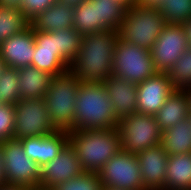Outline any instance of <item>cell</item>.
Returning a JSON list of instances; mask_svg holds the SVG:
<instances>
[{
  "label": "cell",
  "instance_id": "1",
  "mask_svg": "<svg viewBox=\"0 0 191 190\" xmlns=\"http://www.w3.org/2000/svg\"><path fill=\"white\" fill-rule=\"evenodd\" d=\"M118 38V30L82 35L81 47L69 70L80 82H105L112 75Z\"/></svg>",
  "mask_w": 191,
  "mask_h": 190
},
{
  "label": "cell",
  "instance_id": "2",
  "mask_svg": "<svg viewBox=\"0 0 191 190\" xmlns=\"http://www.w3.org/2000/svg\"><path fill=\"white\" fill-rule=\"evenodd\" d=\"M69 143L75 150L85 172L97 173L121 148L117 128L73 130Z\"/></svg>",
  "mask_w": 191,
  "mask_h": 190
},
{
  "label": "cell",
  "instance_id": "3",
  "mask_svg": "<svg viewBox=\"0 0 191 190\" xmlns=\"http://www.w3.org/2000/svg\"><path fill=\"white\" fill-rule=\"evenodd\" d=\"M75 107L74 130L117 128L118 119L103 83L80 82Z\"/></svg>",
  "mask_w": 191,
  "mask_h": 190
},
{
  "label": "cell",
  "instance_id": "4",
  "mask_svg": "<svg viewBox=\"0 0 191 190\" xmlns=\"http://www.w3.org/2000/svg\"><path fill=\"white\" fill-rule=\"evenodd\" d=\"M79 86L80 80L70 70L52 76L44 101L52 126L57 131L74 130L75 103Z\"/></svg>",
  "mask_w": 191,
  "mask_h": 190
},
{
  "label": "cell",
  "instance_id": "5",
  "mask_svg": "<svg viewBox=\"0 0 191 190\" xmlns=\"http://www.w3.org/2000/svg\"><path fill=\"white\" fill-rule=\"evenodd\" d=\"M166 24L158 7L132 5L127 7L119 37L150 51Z\"/></svg>",
  "mask_w": 191,
  "mask_h": 190
},
{
  "label": "cell",
  "instance_id": "6",
  "mask_svg": "<svg viewBox=\"0 0 191 190\" xmlns=\"http://www.w3.org/2000/svg\"><path fill=\"white\" fill-rule=\"evenodd\" d=\"M123 151L137 154L161 143L162 131L152 115L135 112L118 120Z\"/></svg>",
  "mask_w": 191,
  "mask_h": 190
},
{
  "label": "cell",
  "instance_id": "7",
  "mask_svg": "<svg viewBox=\"0 0 191 190\" xmlns=\"http://www.w3.org/2000/svg\"><path fill=\"white\" fill-rule=\"evenodd\" d=\"M156 73L151 51L118 38L112 75L138 85Z\"/></svg>",
  "mask_w": 191,
  "mask_h": 190
},
{
  "label": "cell",
  "instance_id": "8",
  "mask_svg": "<svg viewBox=\"0 0 191 190\" xmlns=\"http://www.w3.org/2000/svg\"><path fill=\"white\" fill-rule=\"evenodd\" d=\"M6 185L39 188L41 167L28 158L19 140L1 142Z\"/></svg>",
  "mask_w": 191,
  "mask_h": 190
},
{
  "label": "cell",
  "instance_id": "9",
  "mask_svg": "<svg viewBox=\"0 0 191 190\" xmlns=\"http://www.w3.org/2000/svg\"><path fill=\"white\" fill-rule=\"evenodd\" d=\"M102 187L116 190H147L136 154L121 150L97 172Z\"/></svg>",
  "mask_w": 191,
  "mask_h": 190
},
{
  "label": "cell",
  "instance_id": "10",
  "mask_svg": "<svg viewBox=\"0 0 191 190\" xmlns=\"http://www.w3.org/2000/svg\"><path fill=\"white\" fill-rule=\"evenodd\" d=\"M14 139L45 136L57 131L44 99H21L15 105Z\"/></svg>",
  "mask_w": 191,
  "mask_h": 190
},
{
  "label": "cell",
  "instance_id": "11",
  "mask_svg": "<svg viewBox=\"0 0 191 190\" xmlns=\"http://www.w3.org/2000/svg\"><path fill=\"white\" fill-rule=\"evenodd\" d=\"M188 48L181 24L167 23L150 50L157 72L168 73Z\"/></svg>",
  "mask_w": 191,
  "mask_h": 190
},
{
  "label": "cell",
  "instance_id": "12",
  "mask_svg": "<svg viewBox=\"0 0 191 190\" xmlns=\"http://www.w3.org/2000/svg\"><path fill=\"white\" fill-rule=\"evenodd\" d=\"M84 172L75 150L68 142L58 156L41 167L39 188L51 190L56 185L78 177Z\"/></svg>",
  "mask_w": 191,
  "mask_h": 190
},
{
  "label": "cell",
  "instance_id": "13",
  "mask_svg": "<svg viewBox=\"0 0 191 190\" xmlns=\"http://www.w3.org/2000/svg\"><path fill=\"white\" fill-rule=\"evenodd\" d=\"M175 90L167 73L157 72L137 85V112L154 116Z\"/></svg>",
  "mask_w": 191,
  "mask_h": 190
},
{
  "label": "cell",
  "instance_id": "14",
  "mask_svg": "<svg viewBox=\"0 0 191 190\" xmlns=\"http://www.w3.org/2000/svg\"><path fill=\"white\" fill-rule=\"evenodd\" d=\"M143 185L147 190H164L169 155L161 144L136 154Z\"/></svg>",
  "mask_w": 191,
  "mask_h": 190
},
{
  "label": "cell",
  "instance_id": "15",
  "mask_svg": "<svg viewBox=\"0 0 191 190\" xmlns=\"http://www.w3.org/2000/svg\"><path fill=\"white\" fill-rule=\"evenodd\" d=\"M35 52V36L31 26L0 42V57L8 67L31 66Z\"/></svg>",
  "mask_w": 191,
  "mask_h": 190
},
{
  "label": "cell",
  "instance_id": "16",
  "mask_svg": "<svg viewBox=\"0 0 191 190\" xmlns=\"http://www.w3.org/2000/svg\"><path fill=\"white\" fill-rule=\"evenodd\" d=\"M28 158L40 167L53 160L69 142L66 131H55L49 135L26 137L19 140Z\"/></svg>",
  "mask_w": 191,
  "mask_h": 190
},
{
  "label": "cell",
  "instance_id": "17",
  "mask_svg": "<svg viewBox=\"0 0 191 190\" xmlns=\"http://www.w3.org/2000/svg\"><path fill=\"white\" fill-rule=\"evenodd\" d=\"M35 52L31 66L52 76L69 70V65L56 53L55 38L50 32L34 31Z\"/></svg>",
  "mask_w": 191,
  "mask_h": 190
},
{
  "label": "cell",
  "instance_id": "18",
  "mask_svg": "<svg viewBox=\"0 0 191 190\" xmlns=\"http://www.w3.org/2000/svg\"><path fill=\"white\" fill-rule=\"evenodd\" d=\"M103 84L118 120L137 112V84L114 75L109 76Z\"/></svg>",
  "mask_w": 191,
  "mask_h": 190
},
{
  "label": "cell",
  "instance_id": "19",
  "mask_svg": "<svg viewBox=\"0 0 191 190\" xmlns=\"http://www.w3.org/2000/svg\"><path fill=\"white\" fill-rule=\"evenodd\" d=\"M74 8L55 2L30 20L34 31L51 32L73 27Z\"/></svg>",
  "mask_w": 191,
  "mask_h": 190
},
{
  "label": "cell",
  "instance_id": "20",
  "mask_svg": "<svg viewBox=\"0 0 191 190\" xmlns=\"http://www.w3.org/2000/svg\"><path fill=\"white\" fill-rule=\"evenodd\" d=\"M189 100L184 89H176L154 115L161 131L189 118Z\"/></svg>",
  "mask_w": 191,
  "mask_h": 190
},
{
  "label": "cell",
  "instance_id": "21",
  "mask_svg": "<svg viewBox=\"0 0 191 190\" xmlns=\"http://www.w3.org/2000/svg\"><path fill=\"white\" fill-rule=\"evenodd\" d=\"M17 72L20 86V100L44 99L49 89L52 75L33 66L19 68Z\"/></svg>",
  "mask_w": 191,
  "mask_h": 190
},
{
  "label": "cell",
  "instance_id": "22",
  "mask_svg": "<svg viewBox=\"0 0 191 190\" xmlns=\"http://www.w3.org/2000/svg\"><path fill=\"white\" fill-rule=\"evenodd\" d=\"M164 190H191V153L169 156Z\"/></svg>",
  "mask_w": 191,
  "mask_h": 190
},
{
  "label": "cell",
  "instance_id": "23",
  "mask_svg": "<svg viewBox=\"0 0 191 190\" xmlns=\"http://www.w3.org/2000/svg\"><path fill=\"white\" fill-rule=\"evenodd\" d=\"M160 144L169 156L191 153V120L188 118L163 131Z\"/></svg>",
  "mask_w": 191,
  "mask_h": 190
},
{
  "label": "cell",
  "instance_id": "24",
  "mask_svg": "<svg viewBox=\"0 0 191 190\" xmlns=\"http://www.w3.org/2000/svg\"><path fill=\"white\" fill-rule=\"evenodd\" d=\"M94 5L97 13V32L119 31L128 6L119 0H94Z\"/></svg>",
  "mask_w": 191,
  "mask_h": 190
},
{
  "label": "cell",
  "instance_id": "25",
  "mask_svg": "<svg viewBox=\"0 0 191 190\" xmlns=\"http://www.w3.org/2000/svg\"><path fill=\"white\" fill-rule=\"evenodd\" d=\"M30 26V20L19 8L0 6V42Z\"/></svg>",
  "mask_w": 191,
  "mask_h": 190
},
{
  "label": "cell",
  "instance_id": "26",
  "mask_svg": "<svg viewBox=\"0 0 191 190\" xmlns=\"http://www.w3.org/2000/svg\"><path fill=\"white\" fill-rule=\"evenodd\" d=\"M50 33L55 38L56 53L70 66L81 47L82 35L73 27Z\"/></svg>",
  "mask_w": 191,
  "mask_h": 190
},
{
  "label": "cell",
  "instance_id": "27",
  "mask_svg": "<svg viewBox=\"0 0 191 190\" xmlns=\"http://www.w3.org/2000/svg\"><path fill=\"white\" fill-rule=\"evenodd\" d=\"M73 28L81 35L97 32V13L94 0H86L74 8Z\"/></svg>",
  "mask_w": 191,
  "mask_h": 190
},
{
  "label": "cell",
  "instance_id": "28",
  "mask_svg": "<svg viewBox=\"0 0 191 190\" xmlns=\"http://www.w3.org/2000/svg\"><path fill=\"white\" fill-rule=\"evenodd\" d=\"M20 100V86L16 68L6 66L0 74V103L15 105Z\"/></svg>",
  "mask_w": 191,
  "mask_h": 190
},
{
  "label": "cell",
  "instance_id": "29",
  "mask_svg": "<svg viewBox=\"0 0 191 190\" xmlns=\"http://www.w3.org/2000/svg\"><path fill=\"white\" fill-rule=\"evenodd\" d=\"M158 8L169 24H181L191 19V0H164Z\"/></svg>",
  "mask_w": 191,
  "mask_h": 190
},
{
  "label": "cell",
  "instance_id": "30",
  "mask_svg": "<svg viewBox=\"0 0 191 190\" xmlns=\"http://www.w3.org/2000/svg\"><path fill=\"white\" fill-rule=\"evenodd\" d=\"M167 75L176 89L191 87V47L174 63Z\"/></svg>",
  "mask_w": 191,
  "mask_h": 190
},
{
  "label": "cell",
  "instance_id": "31",
  "mask_svg": "<svg viewBox=\"0 0 191 190\" xmlns=\"http://www.w3.org/2000/svg\"><path fill=\"white\" fill-rule=\"evenodd\" d=\"M102 183L97 173L84 172L78 177L56 185L51 190H101Z\"/></svg>",
  "mask_w": 191,
  "mask_h": 190
},
{
  "label": "cell",
  "instance_id": "32",
  "mask_svg": "<svg viewBox=\"0 0 191 190\" xmlns=\"http://www.w3.org/2000/svg\"><path fill=\"white\" fill-rule=\"evenodd\" d=\"M15 106L0 103V142L14 139Z\"/></svg>",
  "mask_w": 191,
  "mask_h": 190
},
{
  "label": "cell",
  "instance_id": "33",
  "mask_svg": "<svg viewBox=\"0 0 191 190\" xmlns=\"http://www.w3.org/2000/svg\"><path fill=\"white\" fill-rule=\"evenodd\" d=\"M57 0H23L20 10L29 19L52 6Z\"/></svg>",
  "mask_w": 191,
  "mask_h": 190
},
{
  "label": "cell",
  "instance_id": "34",
  "mask_svg": "<svg viewBox=\"0 0 191 190\" xmlns=\"http://www.w3.org/2000/svg\"><path fill=\"white\" fill-rule=\"evenodd\" d=\"M181 26L184 30L188 46L191 47V19L181 23Z\"/></svg>",
  "mask_w": 191,
  "mask_h": 190
},
{
  "label": "cell",
  "instance_id": "35",
  "mask_svg": "<svg viewBox=\"0 0 191 190\" xmlns=\"http://www.w3.org/2000/svg\"><path fill=\"white\" fill-rule=\"evenodd\" d=\"M5 185H6V175L4 171L3 154H2L1 142H0V187Z\"/></svg>",
  "mask_w": 191,
  "mask_h": 190
},
{
  "label": "cell",
  "instance_id": "36",
  "mask_svg": "<svg viewBox=\"0 0 191 190\" xmlns=\"http://www.w3.org/2000/svg\"><path fill=\"white\" fill-rule=\"evenodd\" d=\"M23 0H0V6L19 8Z\"/></svg>",
  "mask_w": 191,
  "mask_h": 190
},
{
  "label": "cell",
  "instance_id": "37",
  "mask_svg": "<svg viewBox=\"0 0 191 190\" xmlns=\"http://www.w3.org/2000/svg\"><path fill=\"white\" fill-rule=\"evenodd\" d=\"M164 0H139V4L145 7H159Z\"/></svg>",
  "mask_w": 191,
  "mask_h": 190
},
{
  "label": "cell",
  "instance_id": "38",
  "mask_svg": "<svg viewBox=\"0 0 191 190\" xmlns=\"http://www.w3.org/2000/svg\"><path fill=\"white\" fill-rule=\"evenodd\" d=\"M84 1H86V0H57V2L66 4L73 8L79 6Z\"/></svg>",
  "mask_w": 191,
  "mask_h": 190
},
{
  "label": "cell",
  "instance_id": "39",
  "mask_svg": "<svg viewBox=\"0 0 191 190\" xmlns=\"http://www.w3.org/2000/svg\"><path fill=\"white\" fill-rule=\"evenodd\" d=\"M0 190H31V188L24 187V186L5 185V186H1Z\"/></svg>",
  "mask_w": 191,
  "mask_h": 190
},
{
  "label": "cell",
  "instance_id": "40",
  "mask_svg": "<svg viewBox=\"0 0 191 190\" xmlns=\"http://www.w3.org/2000/svg\"><path fill=\"white\" fill-rule=\"evenodd\" d=\"M119 1L123 2L128 7L132 6V5L139 4V0H119Z\"/></svg>",
  "mask_w": 191,
  "mask_h": 190
},
{
  "label": "cell",
  "instance_id": "41",
  "mask_svg": "<svg viewBox=\"0 0 191 190\" xmlns=\"http://www.w3.org/2000/svg\"><path fill=\"white\" fill-rule=\"evenodd\" d=\"M184 90H185L188 100H189V113H191V87H187Z\"/></svg>",
  "mask_w": 191,
  "mask_h": 190
},
{
  "label": "cell",
  "instance_id": "42",
  "mask_svg": "<svg viewBox=\"0 0 191 190\" xmlns=\"http://www.w3.org/2000/svg\"><path fill=\"white\" fill-rule=\"evenodd\" d=\"M5 67H6L5 63L0 57V74L2 73Z\"/></svg>",
  "mask_w": 191,
  "mask_h": 190
},
{
  "label": "cell",
  "instance_id": "43",
  "mask_svg": "<svg viewBox=\"0 0 191 190\" xmlns=\"http://www.w3.org/2000/svg\"><path fill=\"white\" fill-rule=\"evenodd\" d=\"M101 190H116V189H109V188L102 187Z\"/></svg>",
  "mask_w": 191,
  "mask_h": 190
},
{
  "label": "cell",
  "instance_id": "44",
  "mask_svg": "<svg viewBox=\"0 0 191 190\" xmlns=\"http://www.w3.org/2000/svg\"><path fill=\"white\" fill-rule=\"evenodd\" d=\"M31 190H45V189H41V188H32Z\"/></svg>",
  "mask_w": 191,
  "mask_h": 190
}]
</instances>
